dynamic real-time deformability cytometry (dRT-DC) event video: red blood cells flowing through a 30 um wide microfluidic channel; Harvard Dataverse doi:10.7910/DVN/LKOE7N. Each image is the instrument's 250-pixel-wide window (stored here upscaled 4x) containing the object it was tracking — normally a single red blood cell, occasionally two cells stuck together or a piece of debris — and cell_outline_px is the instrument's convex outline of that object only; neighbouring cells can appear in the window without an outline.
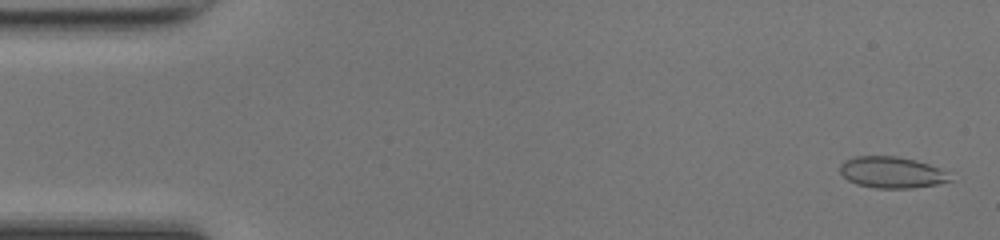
{"species": "common noctule bat (a hibernating species)", "species_latin": "Nyctalus noctula", "temperature_condition": "room temperature", "stored_images_in_passage": 49, "camera_frame_rate_fps": 3000, "um_per_image_px": 0.085, "animal": {"sex": "female", "body_mass_g": 17.0, "forearm_length_mm": 48.0}, "frame": {"image": 1, "passage_image": 2, "time_ms": 0.333, "image_size_px": [1000, 240], "cell_outline_px": [[952, 180], [936, 184], [912, 188], [876, 188], [856, 184], [848, 180], [840, 172], [840, 164], [844, 160], [856, 156], [896, 156], [916, 160], [940, 168]], "centroid_in_image_um": [75.75, 14.65], "position_along_channel_um": 9.2, "area_um2": 19.94}}
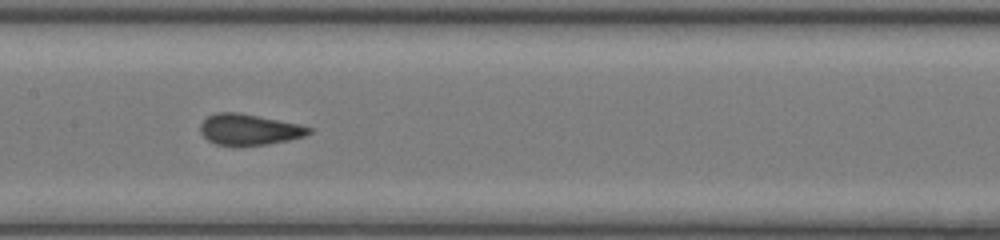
{"frame": {"image": 2, "passage_image": 24, "time_ms": 7.667, "image_size_px": [1000, 240], "cell_outline_px": [[312, 132], [304, 136], [288, 140], [268, 144], [240, 148], [232, 148], [216, 144], [208, 140], [200, 132], [200, 124], [208, 116], [216, 112], [240, 112], [300, 124], [312, 128]], "centroid_in_image_um": [21.15, 11.04], "position_along_channel_um": 186.2, "area_um2": 20.23}}
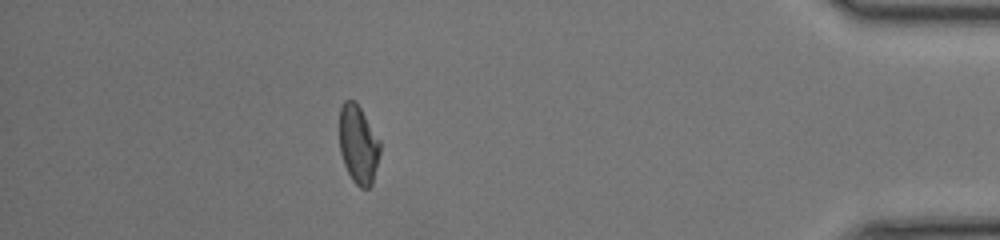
{"frame": {"image": 3, "passage_image": 43, "time_ms": 14.0, "image_size_px": [1000, 240], "cell_outline_px": [[380, 152], [372, 184], [368, 188], [360, 188], [352, 180], [344, 164], [340, 152], [340, 108], [344, 100], [356, 100], [380, 140]], "centroid_in_image_um": [30.46, 12.26], "position_along_channel_um": 404.7, "area_um2": 18.61}, "authors_computed_cell_mechanics": {"area_um2": 19.5942, "velocity_mm_per_s": 4.2969, "shape_relaxation_time_tau1_ms": 10.3299, "shape_relaxation_time_tau2_ms": 0.5464, "deformation_change_tau1": 0.2225, "deformation_change_tau2": 0.0719}}